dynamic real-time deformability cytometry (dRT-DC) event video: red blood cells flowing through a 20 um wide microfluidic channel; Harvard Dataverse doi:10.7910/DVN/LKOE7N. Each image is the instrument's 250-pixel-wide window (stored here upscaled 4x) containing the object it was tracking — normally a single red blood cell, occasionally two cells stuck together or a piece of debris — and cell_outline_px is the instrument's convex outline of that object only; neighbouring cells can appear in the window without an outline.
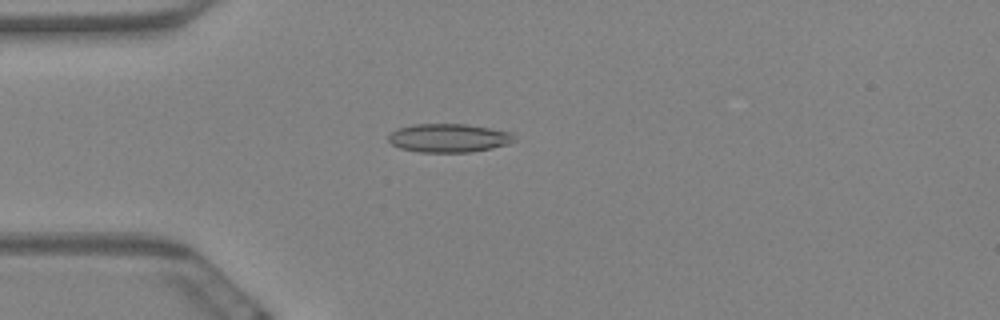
{"species": "Egyptian fruit bat (a non-hibernating species)", "species_latin": "Rousettus aegyptiacus", "temperature_condition": "warm", "stored_images_in_passage": 58, "camera_frame_rate_fps": 3000, "um_per_image_px": 0.085, "animal": {"sex": "female"}, "frame": {"image": 1, "passage_image": 15, "time_ms": 4.667, "image_size_px": [1000, 320], "cell_outline_px": [[516, 140], [508, 144], [492, 148], [472, 152], [420, 152], [400, 148], [392, 144], [388, 140], [388, 136], [396, 128], [412, 124], [464, 124], [512, 132]], "centroid_in_image_um": [38.13, 11.73], "position_along_channel_um": 46.9, "area_um2": 20.98}}
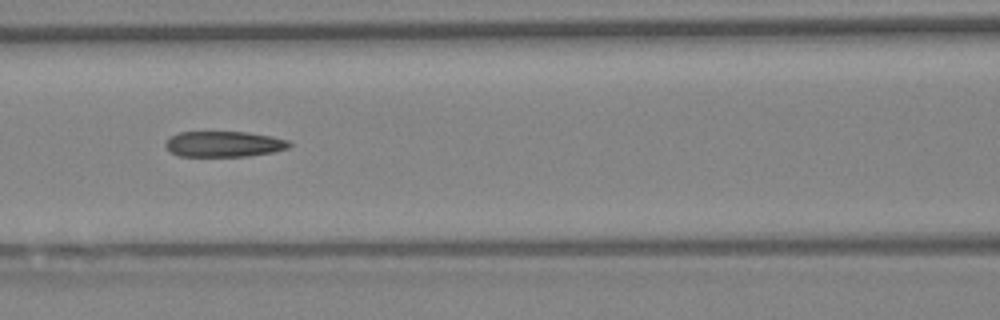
{"frame": {"image": 2, "passage_image": 25, "time_ms": 8.0, "image_size_px": [1000, 320], "cell_outline_px": [[292, 144], [288, 148], [272, 152], [248, 156], [180, 156], [172, 152], [164, 144], [172, 136], [180, 132], [248, 132], [272, 136], [288, 140]], "centroid_in_image_um": [19.08, 12.24], "position_along_channel_um": 147.5, "area_um2": 18.38}}
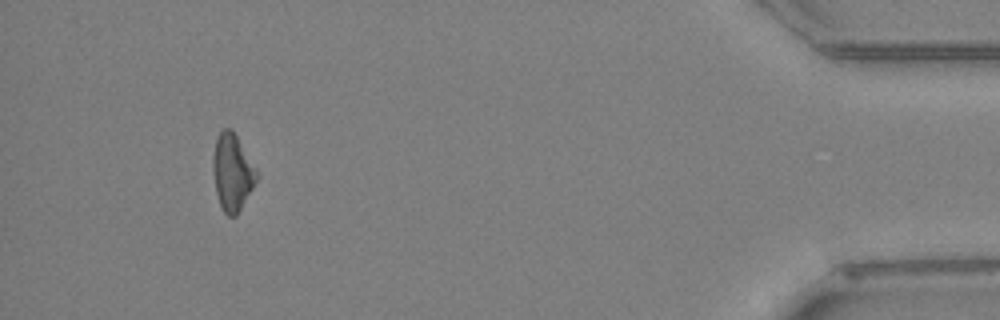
{"frame": {"image": 3, "passage_image": 54, "time_ms": 17.667, "image_size_px": [1000, 320], "cell_outline_px": [[256, 180], [252, 188], [236, 216], [228, 216], [224, 212], [220, 204], [216, 192], [212, 168], [212, 156], [216, 136], [224, 128], [232, 128], [256, 168]], "centroid_in_image_um": [19.71, 14.6], "position_along_channel_um": 415.5, "area_um2": 19.36}, "authors_computed_cell_mechanics": {"area_um2": 19.7098, "velocity_mm_per_s": 3.4784, "shape_relaxation_time_tau1_ms": null, "shape_relaxation_time_tau2_ms": 4.5972, "deformation_change_tau1": null, "deformation_change_tau2": 0.1452}}